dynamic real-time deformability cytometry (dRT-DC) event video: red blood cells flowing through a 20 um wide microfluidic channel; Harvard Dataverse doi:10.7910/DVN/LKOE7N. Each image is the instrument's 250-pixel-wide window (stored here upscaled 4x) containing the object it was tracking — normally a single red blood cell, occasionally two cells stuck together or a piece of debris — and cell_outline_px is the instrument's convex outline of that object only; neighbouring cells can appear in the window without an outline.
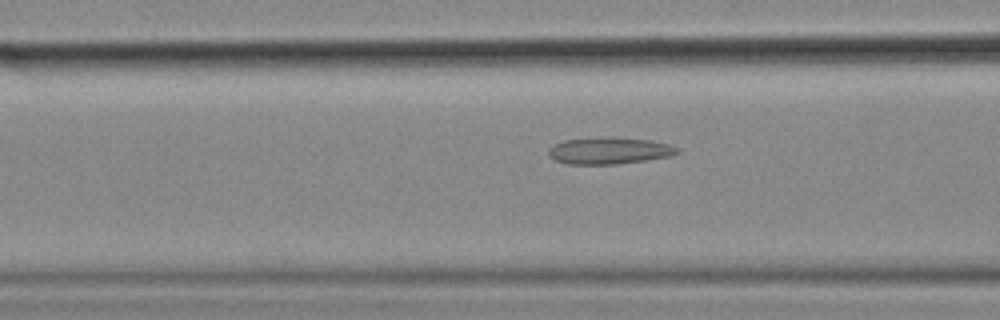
{"species": "common noctule bat (a hibernating species)", "species_latin": "Nyctalus noctula", "temperature_condition": "cold", "stored_images_in_passage": 44, "camera_frame_rate_fps": 3000, "um_per_image_px": 0.085, "animal": {"sex": "female", "body_mass_g": 18.4}, "frame": {"image": 1, "passage_image": 12, "time_ms": 3.667, "image_size_px": [1000, 320], "cell_outline_px": [[680, 152], [668, 156], [644, 160], [616, 164], [568, 164], [556, 160], [548, 156], [548, 148], [564, 140], [652, 140], [668, 144], [676, 148]], "centroid_in_image_um": [51.75, 12.86], "position_along_channel_um": 114.8, "area_um2": 18.73}}
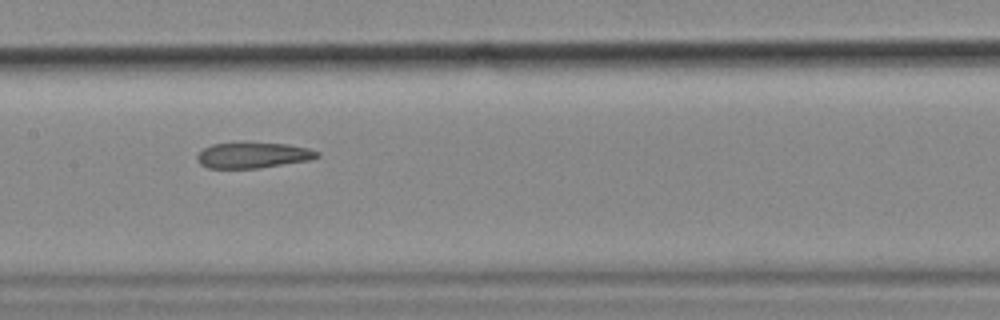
{"frame": {"image": 2, "passage_image": 18, "time_ms": 5.667, "image_size_px": [1000, 320], "cell_outline_px": [[320, 156], [312, 160], [256, 168], [208, 168], [200, 164], [196, 160], [196, 156], [204, 148], [212, 144], [236, 140], [244, 140], [288, 144], [308, 148], [320, 152]], "centroid_in_image_um": [21.49, 13.14], "position_along_channel_um": 185.9, "area_um2": 18.84}}
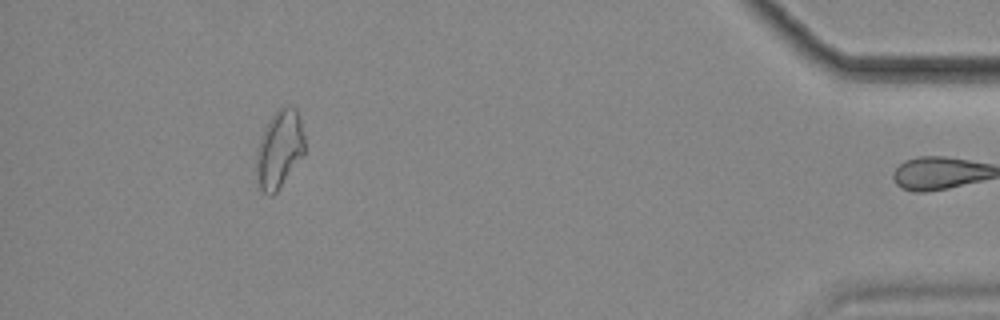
{"frame": {"image": 3, "passage_image": 42, "time_ms": 13.667, "image_size_px": [1000, 320], "cell_outline_px": [[304, 152], [276, 192], [272, 196], [264, 192], [260, 188], [256, 172], [256, 148], [272, 116], [280, 108], [288, 104], [296, 108], [300, 120], [304, 136]], "centroid_in_image_um": [23.74, 12.67], "position_along_channel_um": 411.5, "area_um2": 21.33}, "authors_computed_cell_mechanics": {"area_um2": 19.2763, "velocity_mm_per_s": 3.5651, "shape_relaxation_time_tau1_ms": null, "shape_relaxation_time_tau2_ms": 4.0884, "deformation_change_tau1": null, "deformation_change_tau2": 0.1286}}